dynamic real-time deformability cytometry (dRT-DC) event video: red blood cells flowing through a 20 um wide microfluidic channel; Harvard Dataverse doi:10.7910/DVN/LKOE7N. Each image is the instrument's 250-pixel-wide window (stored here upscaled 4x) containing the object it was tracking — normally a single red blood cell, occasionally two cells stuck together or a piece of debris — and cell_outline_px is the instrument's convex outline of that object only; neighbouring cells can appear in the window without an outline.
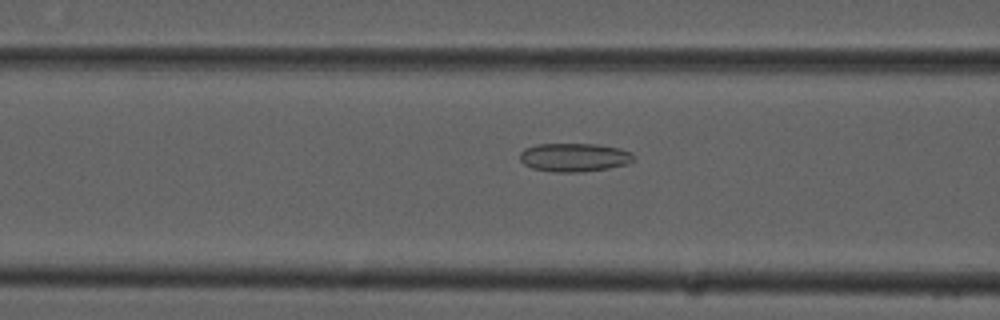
{"species": "common noctule bat (a hibernating species)", "species_latin": "Nyctalus noctula", "temperature_condition": "cold", "stored_images_in_passage": 54, "camera_frame_rate_fps": 3000, "um_per_image_px": 0.085, "animal": {"sex": "male", "forearm_length_mm": 52.5}, "frame": {"image": 1, "passage_image": 21, "time_ms": 6.667, "image_size_px": [1000, 320], "cell_outline_px": [[636, 160], [628, 164], [608, 168], [584, 172], [556, 172], [532, 168], [524, 164], [520, 160], [520, 152], [524, 148], [536, 144], [596, 144], [620, 148], [632, 152], [636, 156]], "centroid_in_image_um": [48.85, 13.37], "position_along_channel_um": 117.7, "area_um2": 19.19}}
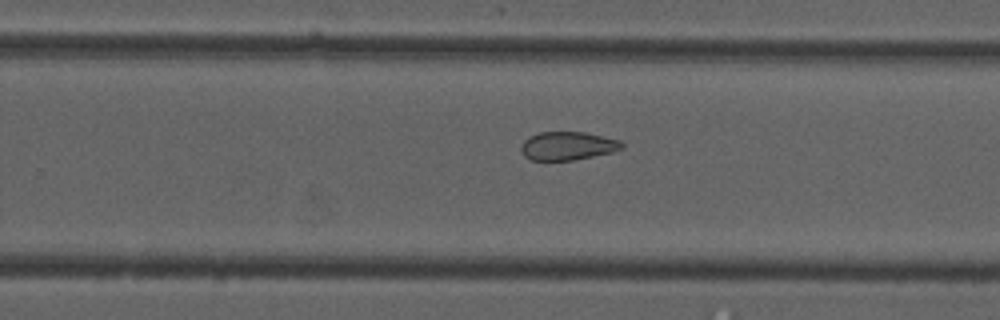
{"frame": {"image": 2, "passage_image": 34, "time_ms": 11.0, "image_size_px": [1000, 320], "cell_outline_px": [[624, 148], [616, 152], [572, 160], [532, 160], [524, 156], [520, 148], [520, 144], [528, 136], [540, 132], [584, 132], [620, 140], [624, 144]], "centroid_in_image_um": [48.26, 12.4], "position_along_channel_um": 281.5, "area_um2": 16.88}}
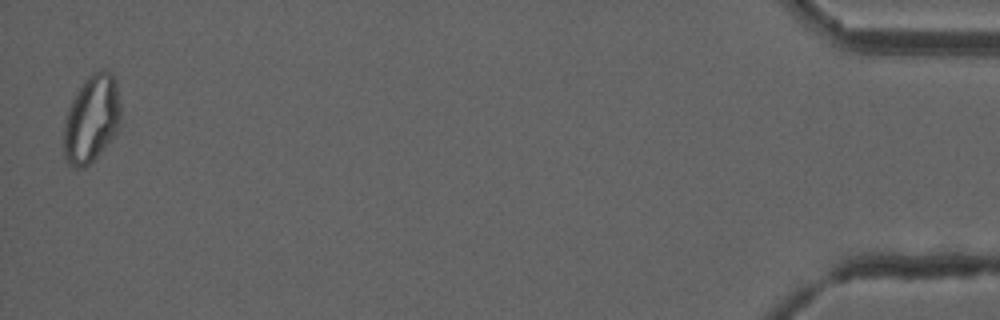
{"frame": {"image": 3, "passage_image": 53, "time_ms": 17.333, "image_size_px": [1000, 320], "cell_outline_px": [[120, 116], [116, 132], [104, 148], [84, 168], [76, 168], [68, 164], [64, 156], [64, 124], [68, 108], [76, 92], [84, 80], [92, 72], [104, 68], [112, 72], [116, 80], [120, 104]], "centroid_in_image_um": [7.78, 10.06], "position_along_channel_um": 427.4, "area_um2": 29.02}, "authors_computed_cell_mechanics": {"area_um2": 21.7617, "velocity_mm_per_s": 3.7815, "shape_relaxation_time_tau1_ms": null, "shape_relaxation_time_tau2_ms": 2.8679, "deformation_change_tau1": null, "deformation_change_tau2": 0.0875}}